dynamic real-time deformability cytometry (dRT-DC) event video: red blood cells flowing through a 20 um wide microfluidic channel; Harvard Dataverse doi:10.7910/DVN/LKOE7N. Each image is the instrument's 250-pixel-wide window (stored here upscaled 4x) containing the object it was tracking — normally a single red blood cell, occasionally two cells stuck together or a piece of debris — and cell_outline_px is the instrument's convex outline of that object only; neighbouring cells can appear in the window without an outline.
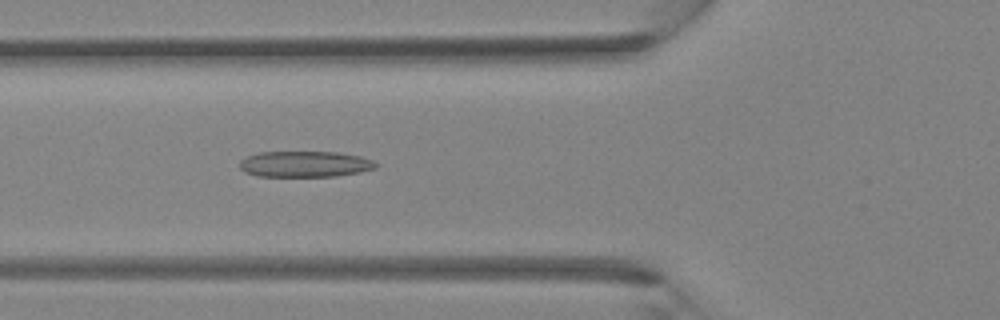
{"species": "Egyptian fruit bat (a non-hibernating species)", "species_latin": "Rousettus aegyptiacus", "temperature_condition": "room temperature", "stored_images_in_passage": 41, "camera_frame_rate_fps": 3000, "um_per_image_px": 0.085, "animal": {"sex": "female"}, "frame": {"image": 1, "passage_image": 15, "time_ms": 4.667, "image_size_px": [1000, 320], "cell_outline_px": [[380, 164], [376, 168], [360, 172], [336, 176], [256, 176], [244, 172], [240, 168], [240, 160], [248, 156], [260, 152], [336, 152], [360, 156], [372, 160]], "centroid_in_image_um": [25.93, 13.95], "position_along_channel_um": 99.9, "area_um2": 20.63}}
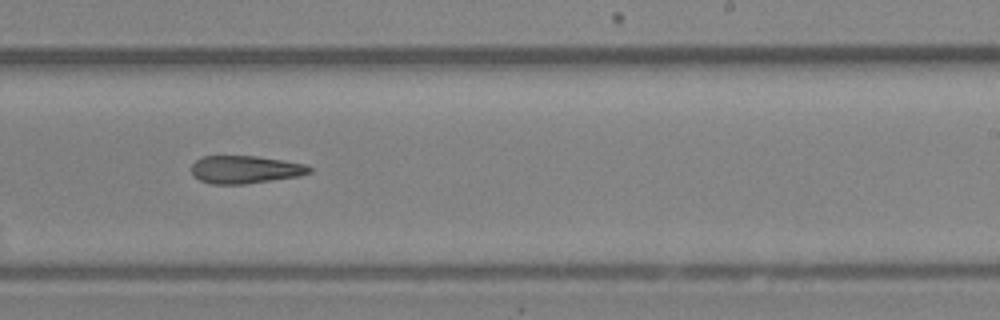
{"frame": {"image": 2, "passage_image": 25, "time_ms": 8.0, "image_size_px": [1000, 320], "cell_outline_px": [[312, 172], [300, 176], [244, 184], [212, 184], [200, 180], [192, 176], [192, 164], [196, 160], [204, 156], [256, 156], [304, 164], [312, 168]], "centroid_in_image_um": [20.83, 14.42], "position_along_channel_um": 268.2, "area_um2": 19.02}}
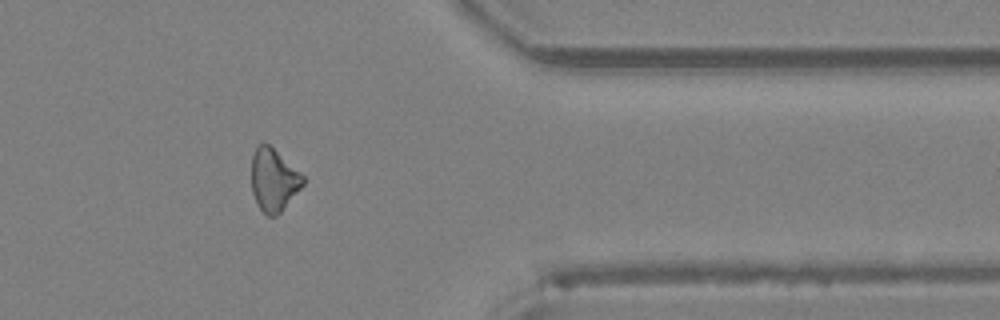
{"frame": {"image": 3, "passage_image": 33, "time_ms": 10.667, "image_size_px": [1000, 320], "cell_outline_px": [[304, 184], [280, 212], [276, 216], [268, 216], [256, 204], [252, 192], [252, 156], [256, 148], [264, 140], [304, 176]], "centroid_in_image_um": [23.24, 15.29], "position_along_channel_um": 388.2, "area_um2": 18.55}}